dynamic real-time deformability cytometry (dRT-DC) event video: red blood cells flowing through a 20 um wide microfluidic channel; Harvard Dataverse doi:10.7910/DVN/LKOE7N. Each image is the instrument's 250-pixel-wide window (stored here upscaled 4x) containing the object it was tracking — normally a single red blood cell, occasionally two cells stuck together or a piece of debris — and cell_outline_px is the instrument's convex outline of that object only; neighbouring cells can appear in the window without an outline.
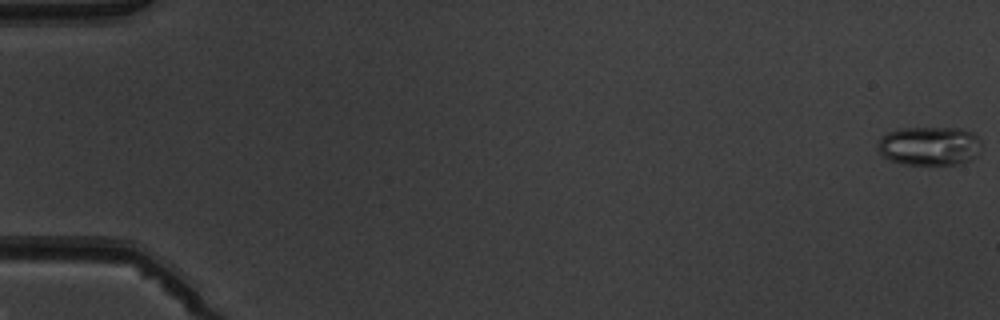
{"species": "common noctule bat (a hibernating species)", "species_latin": "Nyctalus noctula", "temperature_condition": "warm", "stored_images_in_passage": 7, "camera_frame_rate_fps": 3000, "um_per_image_px": 0.085, "animal": {"sex": "male", "body_mass_g": 19.5, "forearm_length_mm": 54.6}, "frame": {"image": 1, "passage_image": 1, "time_ms": 0.0, "image_size_px": [1000, 320], "cell_outline_px": [[980, 152], [972, 160], [960, 164], [904, 164], [892, 160], [884, 156], [876, 148], [876, 144], [888, 132], [904, 128], [960, 128], [972, 132], [980, 140]], "centroid_in_image_um": [79.04, 12.4], "position_along_channel_um": 6.0, "area_um2": 23.47}}